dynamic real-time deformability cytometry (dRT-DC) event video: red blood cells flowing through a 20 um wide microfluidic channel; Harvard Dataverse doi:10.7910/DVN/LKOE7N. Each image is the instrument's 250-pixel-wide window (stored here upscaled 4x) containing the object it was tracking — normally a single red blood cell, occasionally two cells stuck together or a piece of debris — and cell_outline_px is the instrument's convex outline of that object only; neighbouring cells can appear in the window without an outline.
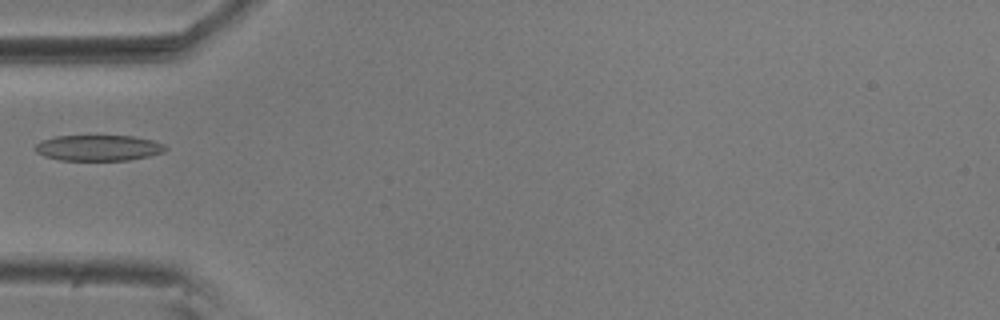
{"species": "common noctule bat (a hibernating species)", "species_latin": "Nyctalus noctula", "temperature_condition": "room temperature", "stored_images_in_passage": 38, "camera_frame_rate_fps": 3000, "um_per_image_px": 0.085, "animal": {"sex": "male", "body_mass_g": 20.5, "forearm_length_mm": 52.5}, "frame": {"image": 1, "passage_image": 1, "time_ms": 0.0, "image_size_px": [1000, 320], "cell_outline_px": [[168, 148], [164, 152], [148, 156], [128, 160], [60, 160], [44, 156], [36, 152], [32, 148], [40, 140], [56, 136], [132, 136], [152, 140], [164, 144]], "centroid_in_image_um": [8.33, 12.57], "position_along_channel_um": 76.7, "area_um2": 19.65}}
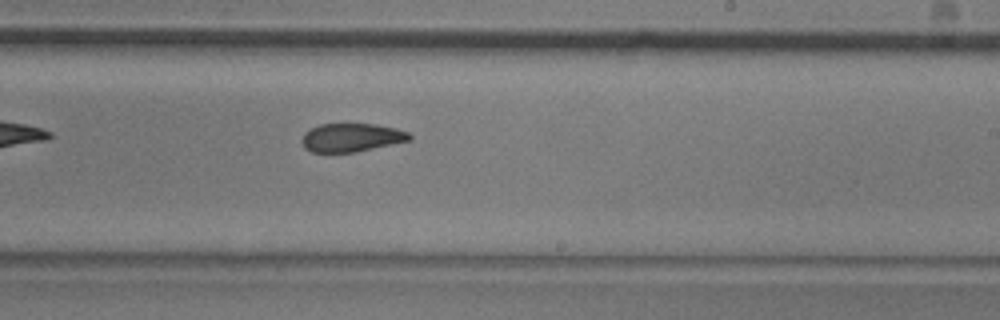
{"frame": {"image": 2, "passage_image": 16, "time_ms": 5.0, "image_size_px": [1000, 320], "cell_outline_px": [[412, 140], [356, 152], [312, 152], [304, 148], [300, 140], [304, 132], [320, 124], [376, 124], [396, 128], [408, 132], [412, 136]], "centroid_in_image_um": [29.87, 11.69], "position_along_channel_um": 259.1, "area_um2": 17.98}}
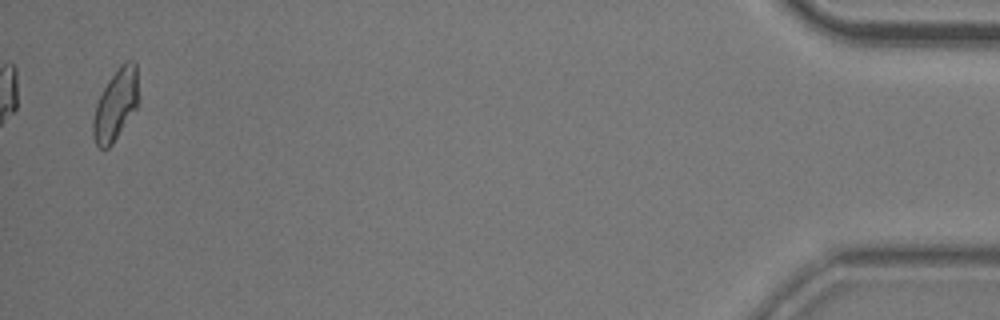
{"frame": {"image": 3, "passage_image": 37, "time_ms": 12.0, "image_size_px": [1000, 320], "cell_outline_px": [[140, 104], [112, 144], [108, 148], [100, 148], [96, 144], [92, 136], [92, 120], [96, 104], [108, 80], [120, 64], [124, 60], [132, 60], [136, 64]], "centroid_in_image_um": [9.86, 8.89], "position_along_channel_um": 425.3, "area_um2": 19.19}}